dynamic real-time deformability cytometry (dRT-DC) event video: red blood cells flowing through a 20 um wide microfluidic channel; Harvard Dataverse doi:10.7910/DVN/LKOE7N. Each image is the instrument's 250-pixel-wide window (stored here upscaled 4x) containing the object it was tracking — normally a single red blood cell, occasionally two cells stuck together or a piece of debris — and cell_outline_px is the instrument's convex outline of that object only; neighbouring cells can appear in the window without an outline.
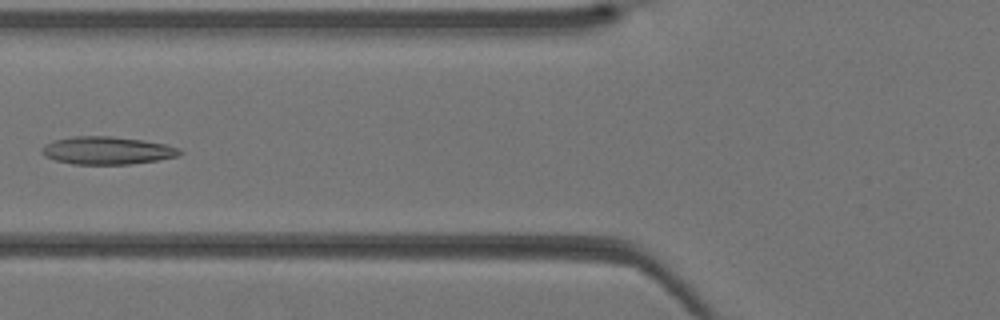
{"species": "Egyptian fruit bat (a non-hibernating species)", "species_latin": "Rousettus aegyptiacus", "temperature_condition": "warm", "stored_images_in_passage": 41, "camera_frame_rate_fps": 3000, "um_per_image_px": 0.085, "animal": {"sex": "female"}, "frame": {"image": 1, "passage_image": 17, "time_ms": 5.333, "image_size_px": [1000, 320], "cell_outline_px": [[184, 152], [180, 156], [156, 160], [128, 164], [72, 164], [56, 160], [44, 156], [40, 152], [40, 148], [44, 144], [52, 140], [72, 136], [112, 136], [144, 140], [164, 144], [180, 148]], "centroid_in_image_um": [9.08, 12.78], "position_along_channel_um": 116.7, "area_um2": 22.54}}
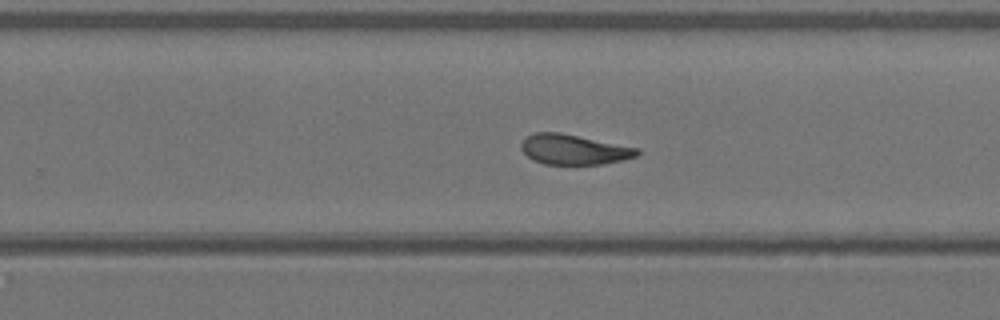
{"frame": {"image": 2, "passage_image": 27, "time_ms": 8.667, "image_size_px": [1000, 320], "cell_outline_px": [[640, 152], [636, 156], [620, 160], [600, 164], [544, 164], [532, 160], [520, 148], [520, 144], [528, 136], [536, 132], [560, 132], [640, 148]], "centroid_in_image_um": [48.77, 12.7], "position_along_channel_um": 281.0, "area_um2": 20.23}}
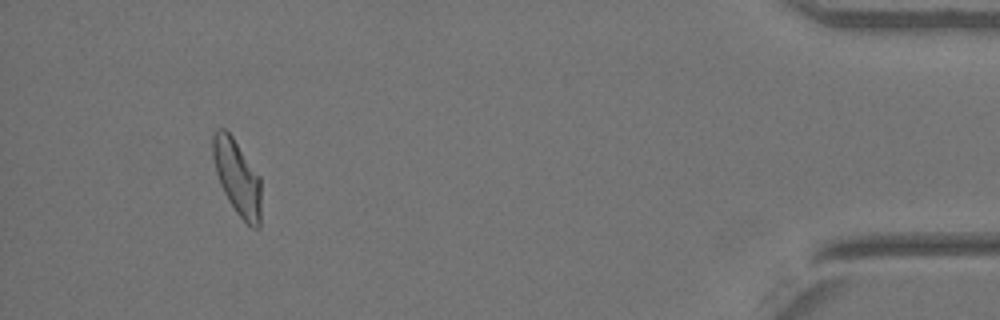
{"frame": {"image": 3, "passage_image": 39, "time_ms": 12.667, "image_size_px": [1000, 320], "cell_outline_px": [[260, 228], [252, 228], [236, 212], [228, 200], [220, 184], [216, 172], [212, 156], [212, 136], [216, 128], [224, 128], [232, 136], [260, 176]], "centroid_in_image_um": [20.15, 15.06], "position_along_channel_um": 415.1, "area_um2": 21.1}}